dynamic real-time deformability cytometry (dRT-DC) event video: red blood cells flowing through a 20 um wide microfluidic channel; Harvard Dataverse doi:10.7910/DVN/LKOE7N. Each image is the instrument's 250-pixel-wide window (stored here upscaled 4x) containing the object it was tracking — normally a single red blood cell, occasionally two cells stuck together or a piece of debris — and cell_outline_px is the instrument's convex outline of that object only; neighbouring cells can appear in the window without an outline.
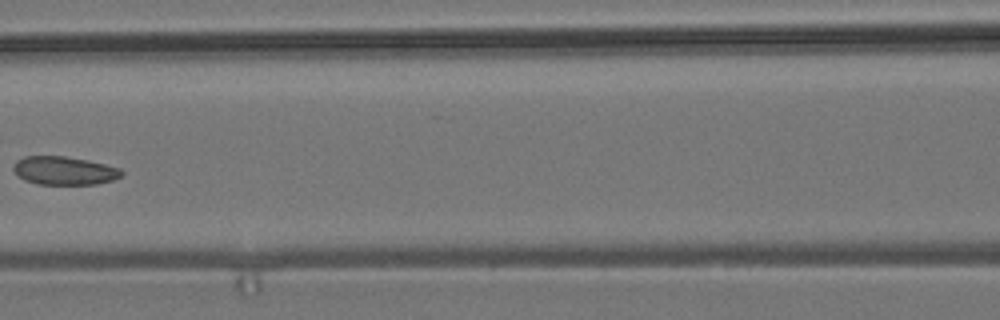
{"species": "common noctule bat (a hibernating species)", "species_latin": "Nyctalus noctula", "temperature_condition": "room temperature", "stored_images_in_passage": 6, "camera_frame_rate_fps": 3000, "um_per_image_px": 0.085, "animal": {"sex": "male", "body_mass_g": 19.2, "forearm_length_mm": 51.8}, "frame": {"image": 1, "passage_image": 6, "time_ms": 6.667, "image_size_px": [1000, 320], "cell_outline_px": [[124, 172], [120, 176], [112, 180], [96, 184], [36, 184], [24, 180], [12, 168], [16, 160], [24, 156], [64, 156], [88, 160], [120, 168]], "centroid_in_image_um": [5.45, 14.5], "position_along_channel_um": 161.2, "area_um2": 17.8}}